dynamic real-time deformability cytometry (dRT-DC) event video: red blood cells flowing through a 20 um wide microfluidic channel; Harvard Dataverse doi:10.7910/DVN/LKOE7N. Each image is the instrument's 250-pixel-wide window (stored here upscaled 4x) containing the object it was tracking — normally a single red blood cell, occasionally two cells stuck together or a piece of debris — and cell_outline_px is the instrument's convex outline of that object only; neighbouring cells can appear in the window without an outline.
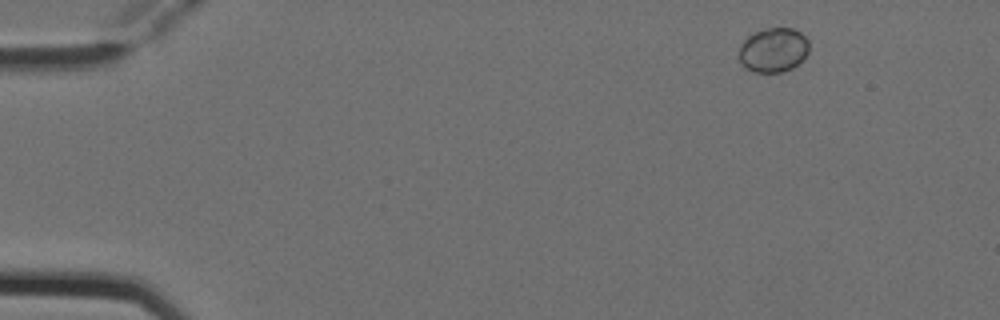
{"species": "Egyptian fruit bat (a non-hibernating species)", "species_latin": "Rousettus aegyptiacus", "temperature_condition": "cold", "stored_images_in_passage": 5, "camera_frame_rate_fps": 3000, "um_per_image_px": 0.085, "animal": {"sex": "female"}, "frame": {"image": 1, "passage_image": 2, "time_ms": 0.333, "image_size_px": [1000, 320], "cell_outline_px": [[808, 52], [792, 68], [784, 72], [756, 72], [744, 68], [740, 64], [740, 44], [748, 36], [756, 32], [768, 28], [792, 28], [800, 32], [808, 40]], "centroid_in_image_um": [65.72, 4.26], "position_along_channel_um": 19.3, "area_um2": 17.98}}
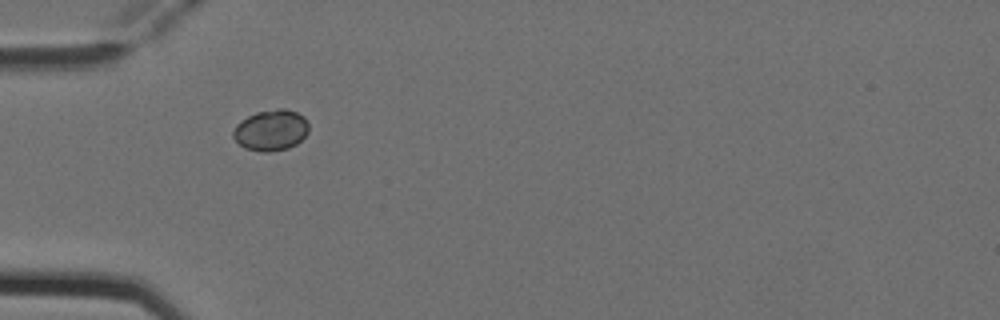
{"frame": {"image": 2, "passage_image": 5, "time_ms": 1.333, "image_size_px": [1000, 320], "cell_outline_px": [[308, 132], [296, 144], [288, 148], [268, 152], [260, 152], [244, 148], [232, 136], [232, 132], [236, 124], [240, 120], [256, 112], [276, 108], [284, 108], [296, 112], [304, 116], [308, 124]], "centroid_in_image_um": [23.01, 11.06], "position_along_channel_um": 62.0, "area_um2": 18.15}}